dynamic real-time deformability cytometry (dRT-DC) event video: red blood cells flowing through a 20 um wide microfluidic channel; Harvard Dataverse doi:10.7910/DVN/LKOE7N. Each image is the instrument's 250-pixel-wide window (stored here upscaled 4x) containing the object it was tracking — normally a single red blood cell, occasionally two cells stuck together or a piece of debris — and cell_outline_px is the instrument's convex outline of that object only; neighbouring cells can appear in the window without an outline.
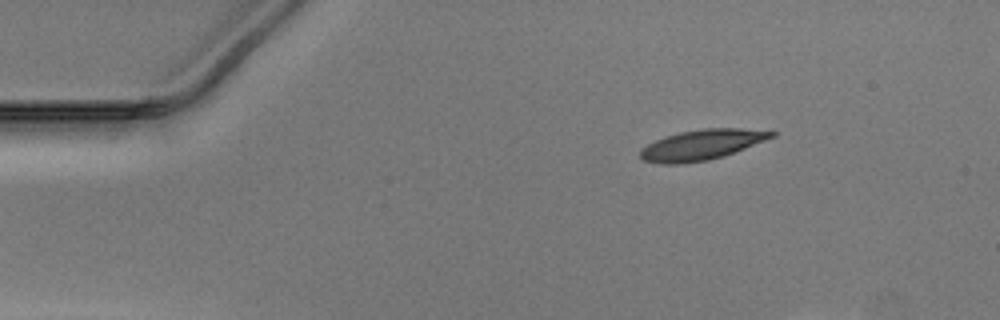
{"species": "Egyptian fruit bat (a non-hibernating species)", "species_latin": "Rousettus aegyptiacus", "temperature_condition": "warm", "stored_images_in_passage": 13, "camera_frame_rate_fps": 3000, "um_per_image_px": 0.085, "animal": {"sex": "male"}, "frame": {"image": 1, "passage_image": 2, "time_ms": 0.333, "image_size_px": [1000, 320], "cell_outline_px": [[776, 136], [724, 156], [708, 160], [680, 164], [664, 164], [644, 160], [640, 156], [640, 148], [664, 136], [680, 132], [704, 128], [740, 128], [776, 132]], "centroid_in_image_um": [59.64, 12.3], "position_along_channel_um": 25.4, "area_um2": 23.06}}
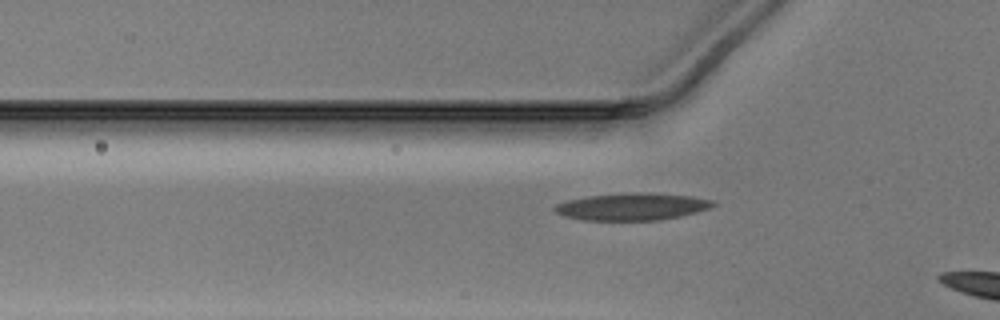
{"frame": {"image": 2, "passage_image": 11, "time_ms": 3.333, "image_size_px": [1000, 320], "cell_outline_px": [[716, 204], [712, 208], [680, 216], [660, 220], [580, 220], [564, 216], [556, 212], [552, 208], [556, 204], [568, 200], [588, 196], [636, 192], [648, 192], [692, 196], [716, 200]], "centroid_in_image_um": [53.77, 17.56], "position_along_channel_um": 72.0, "area_um2": 25.26}}